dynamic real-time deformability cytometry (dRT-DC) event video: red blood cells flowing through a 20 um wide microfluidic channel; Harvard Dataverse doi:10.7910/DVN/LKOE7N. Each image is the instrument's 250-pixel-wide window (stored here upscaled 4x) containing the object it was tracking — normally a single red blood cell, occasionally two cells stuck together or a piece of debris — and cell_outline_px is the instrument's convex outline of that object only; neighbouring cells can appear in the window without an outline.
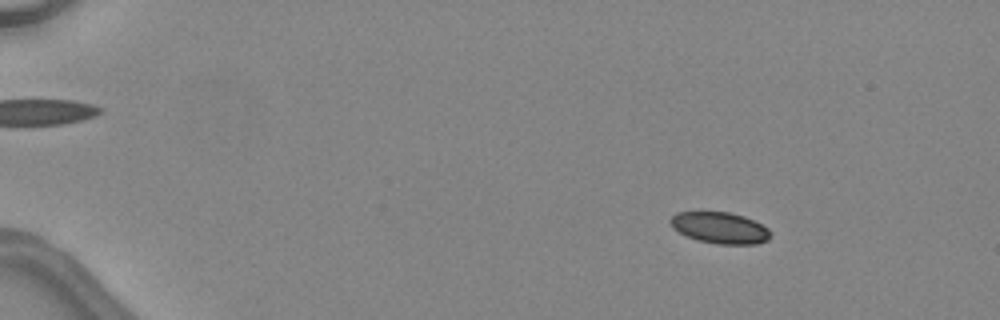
{"species": "common noctule bat (a hibernating species)", "species_latin": "Nyctalus noctula", "temperature_condition": "warm", "stored_images_in_passage": 49, "camera_frame_rate_fps": 3000, "um_per_image_px": 0.085, "animal": {"sex": "female", "body_mass_g": 24.6, "forearm_length_mm": 56.2}, "frame": {"image": 1, "passage_image": 9, "time_ms": 2.667, "image_size_px": [1000, 320], "cell_outline_px": [[772, 236], [768, 240], [756, 244], [716, 244], [684, 236], [672, 228], [668, 224], [668, 220], [676, 212], [728, 212], [744, 216], [768, 228], [772, 232]], "centroid_in_image_um": [61.16, 19.37], "position_along_channel_um": 23.8, "area_um2": 18.5}}
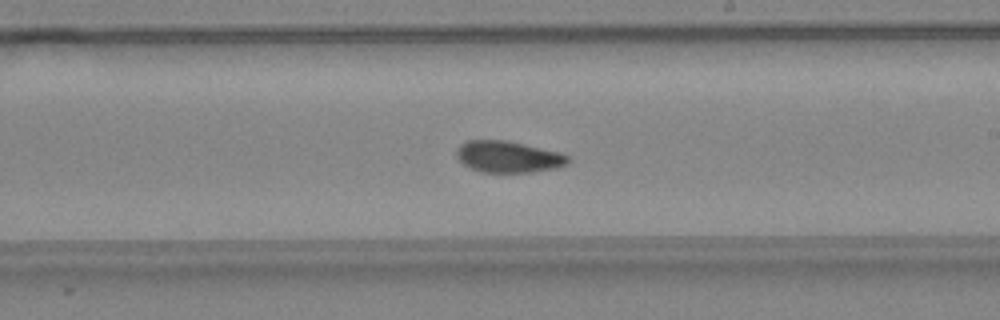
{"frame": {"image": 2, "passage_image": 32, "time_ms": 10.333, "image_size_px": [1000, 320], "cell_outline_px": [[572, 160], [568, 164], [556, 168], [532, 172], [480, 172], [464, 164], [456, 156], [456, 148], [460, 144], [468, 140], [504, 140], [524, 144], [560, 152], [568, 156]], "centroid_in_image_um": [43.22, 13.32], "position_along_channel_um": 245.8, "area_um2": 20.52}}
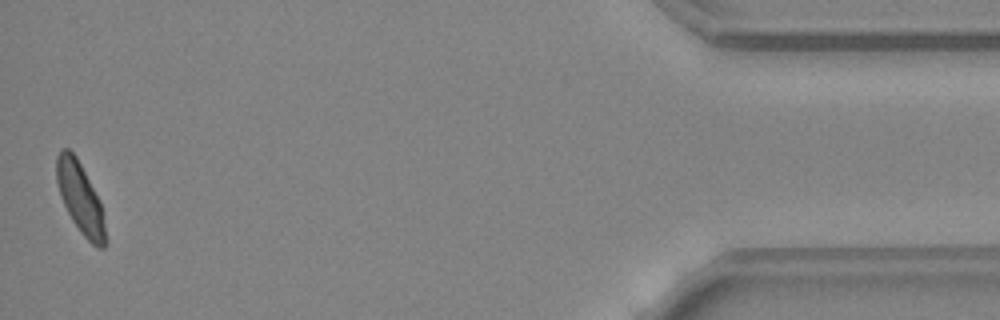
{"frame": {"image": 3, "passage_image": 49, "time_ms": 16.0, "image_size_px": [1000, 320], "cell_outline_px": [[108, 240], [104, 248], [96, 248], [80, 232], [72, 220], [60, 196], [56, 180], [56, 156], [60, 148], [68, 148], [76, 156], [100, 200]], "centroid_in_image_um": [6.83, 16.86], "position_along_channel_um": 428.4, "area_um2": 20.35}, "authors_computed_cell_mechanics": {"area_um2": 20.2878, "velocity_mm_per_s": 4.5338, "shape_relaxation_time_tau1_ms": 5.0637, "shape_relaxation_time_tau2_ms": 2.025, "deformation_change_tau1": 0.1433, "deformation_change_tau2": 0.0639}}